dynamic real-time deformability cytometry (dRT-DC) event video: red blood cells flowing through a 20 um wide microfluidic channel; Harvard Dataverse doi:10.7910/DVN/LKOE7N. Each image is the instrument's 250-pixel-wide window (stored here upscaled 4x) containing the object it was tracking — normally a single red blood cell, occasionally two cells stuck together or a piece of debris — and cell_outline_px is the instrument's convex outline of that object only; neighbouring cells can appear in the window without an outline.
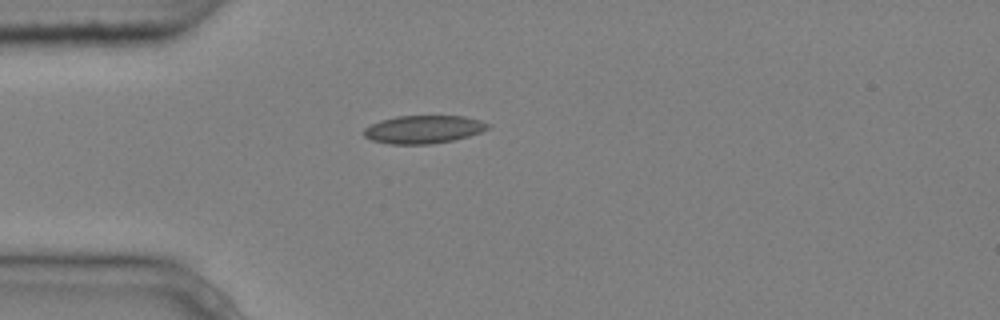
{"species": "common noctule bat (a hibernating species)", "species_latin": "Nyctalus noctula", "temperature_condition": "cold", "stored_images_in_passage": 1, "camera_frame_rate_fps": 3000, "um_per_image_px": 0.085, "animal": {"sex": "male", "body_mass_g": 20.4}, "frame": {"image": 1, "passage_image": 1, "time_ms": 0.0, "image_size_px": [1000, 320], "cell_outline_px": [[488, 128], [480, 132], [468, 136], [452, 140], [428, 144], [388, 144], [372, 140], [364, 136], [364, 128], [380, 120], [396, 116], [464, 116], [480, 120], [488, 124]], "centroid_in_image_um": [35.96, 10.99], "position_along_channel_um": 49.0, "area_um2": 20.06}}